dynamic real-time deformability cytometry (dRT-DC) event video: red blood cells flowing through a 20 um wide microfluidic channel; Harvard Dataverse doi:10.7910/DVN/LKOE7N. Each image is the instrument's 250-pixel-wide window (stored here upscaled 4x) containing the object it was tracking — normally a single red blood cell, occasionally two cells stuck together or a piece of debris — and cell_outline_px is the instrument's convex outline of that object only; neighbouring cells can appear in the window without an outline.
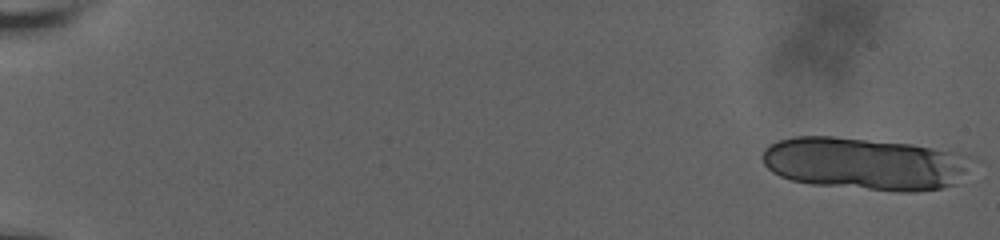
{"species": "human", "species_latin": "Homo sapiens", "temperature_condition": "room temperature", "stored_images_in_passage": 44, "camera_frame_rate_fps": 3000, "um_per_image_px": 0.085, "donor": {"sex": "male"}, "frame": {"image": 1, "passage_image": 1, "time_ms": 0.0, "image_size_px": [1000, 240], "cell_outline_px": [[972, 160], [956, 184], [940, 188], [916, 192], [900, 192], [812, 184], [792, 180], [780, 176], [772, 172], [764, 164], [760, 156], [764, 148], [768, 144], [780, 140], [796, 136], [832, 136], [912, 144], [956, 152], [968, 156]], "centroid_in_image_um": [73.46, 13.91], "position_along_channel_um": 11.5, "area_um2": 64.04}}